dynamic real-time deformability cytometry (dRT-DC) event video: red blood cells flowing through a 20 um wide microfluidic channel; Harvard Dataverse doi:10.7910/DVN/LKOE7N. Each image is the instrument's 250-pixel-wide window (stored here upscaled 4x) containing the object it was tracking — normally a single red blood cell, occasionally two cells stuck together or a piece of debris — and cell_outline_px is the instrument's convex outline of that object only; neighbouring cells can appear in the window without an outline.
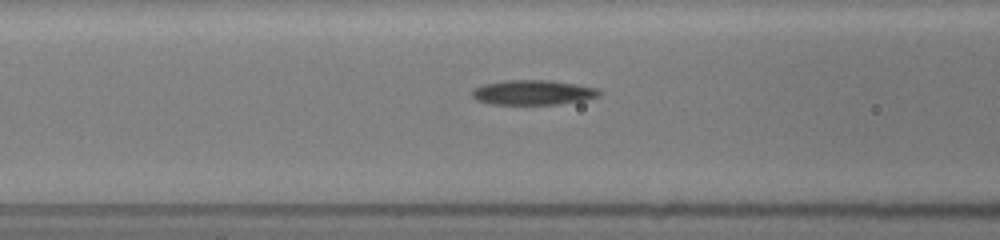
{"species": "common noctule bat (a hibernating species)", "species_latin": "Nyctalus noctula", "temperature_condition": "room temperature", "stored_images_in_passage": 21, "camera_frame_rate_fps": 3000, "um_per_image_px": 0.085, "animal": {"sex": "female", "body_mass_g": 19.5, "forearm_length_mm": 54.1}, "frame": {"image": 1, "passage_image": 18, "time_ms": 5.667, "image_size_px": [1000, 240], "cell_outline_px": [[604, 92], [600, 96], [580, 100], [556, 104], [492, 104], [476, 100], [472, 96], [472, 88], [484, 84], [504, 80], [552, 80], [600, 88]], "centroid_in_image_um": [45.32, 7.84], "position_along_channel_um": 121.3, "area_um2": 18.5}}